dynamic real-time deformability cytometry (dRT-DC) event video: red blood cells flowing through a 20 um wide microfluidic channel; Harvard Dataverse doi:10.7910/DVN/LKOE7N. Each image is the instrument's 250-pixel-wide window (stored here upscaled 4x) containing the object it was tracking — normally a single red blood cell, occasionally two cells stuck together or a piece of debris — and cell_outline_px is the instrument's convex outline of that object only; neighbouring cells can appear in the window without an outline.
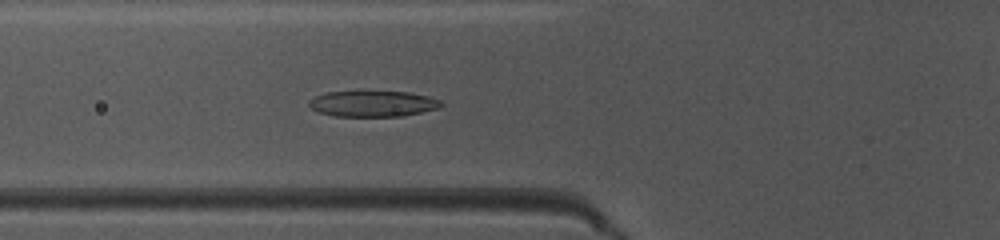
{"species": "common noctule bat (a hibernating species)", "species_latin": "Nyctalus noctula", "temperature_condition": "warm", "stored_images_in_passage": 40, "camera_frame_rate_fps": 3000, "um_per_image_px": 0.085, "animal": {"sex": "female", "body_mass_g": 10.0, "forearm_length_mm": 53.1}, "frame": {"image": 1, "passage_image": 9, "time_ms": 2.667, "image_size_px": [1000, 240], "cell_outline_px": [[444, 104], [440, 108], [400, 116], [336, 116], [320, 112], [312, 108], [308, 104], [308, 100], [316, 96], [328, 92], [360, 88], [408, 92], [428, 96], [440, 100]], "centroid_in_image_um": [31.68, 8.75], "position_along_channel_um": 94.1, "area_um2": 20.81}}
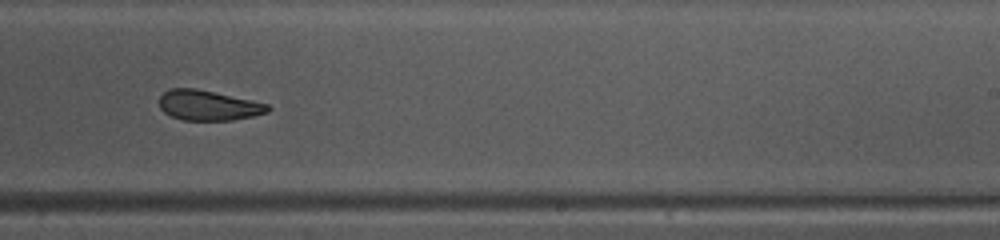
{"frame": {"image": 2, "passage_image": 22, "time_ms": 7.0, "image_size_px": [1000, 240], "cell_outline_px": [[272, 108], [268, 112], [252, 116], [232, 120], [184, 120], [172, 116], [164, 112], [160, 108], [160, 96], [164, 92], [172, 88], [196, 88], [252, 100], [268, 104]], "centroid_in_image_um": [17.72, 8.95], "position_along_channel_um": 271.3, "area_um2": 18.96}}
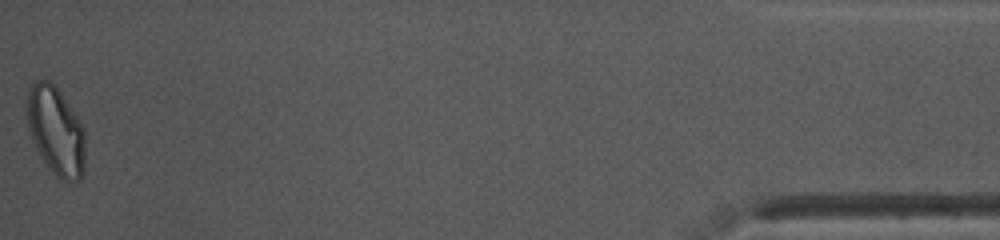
{"frame": {"image": 3, "passage_image": 40, "time_ms": 13.0, "image_size_px": [1000, 240], "cell_outline_px": [[84, 172], [80, 180], [60, 180], [48, 168], [40, 156], [32, 140], [28, 128], [28, 92], [32, 84], [36, 80], [48, 80], [60, 92], [84, 128]], "centroid_in_image_um": [4.75, 11.17], "position_along_channel_um": 430.5, "area_um2": 29.59}, "authors_computed_cell_mechanics": {"area_um2": 20.808, "velocity_mm_per_s": 4.0744, "shape_relaxation_time_tau1_ms": 5.9888, "shape_relaxation_time_tau2_ms": 1.3609, "deformation_change_tau1": 0.1795, "deformation_change_tau2": 0.0756}}